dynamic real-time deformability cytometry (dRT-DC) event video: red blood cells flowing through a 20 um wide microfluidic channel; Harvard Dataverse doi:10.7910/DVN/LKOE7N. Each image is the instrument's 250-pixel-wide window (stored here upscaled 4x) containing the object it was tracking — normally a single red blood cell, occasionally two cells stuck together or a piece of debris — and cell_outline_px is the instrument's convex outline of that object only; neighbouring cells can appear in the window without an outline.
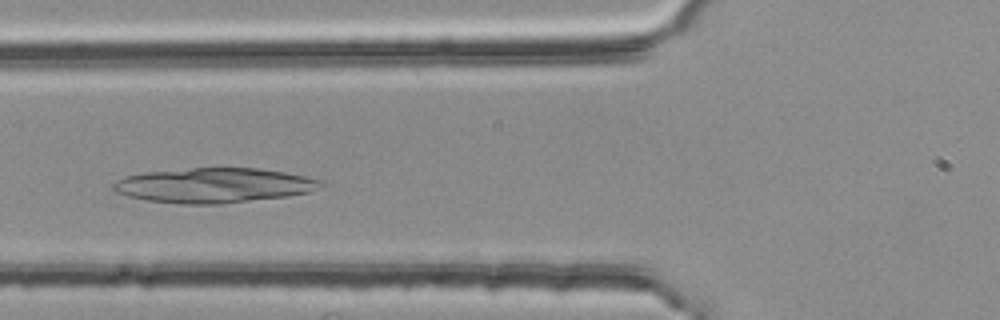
{"species": "common noctule bat (a hibernating species)", "species_latin": "Nyctalus noctula", "temperature_condition": "room temperature", "stored_images_in_passage": 34, "camera_frame_rate_fps": 3000, "um_per_image_px": 0.085, "animal": {"sex": "female", "body_mass_g": 25.1}, "frame": {"image": 1, "passage_image": 7, "time_ms": 2.0, "image_size_px": [1000, 320], "cell_outline_px": [[324, 184], [320, 188], [308, 192], [288, 196], [220, 204], [184, 204], [148, 200], [128, 196], [116, 192], [112, 188], [112, 184], [116, 180], [124, 176], [144, 172], [192, 168], [256, 168], [284, 172], [324, 180]], "centroid_in_image_um": [18.18, 15.75], "position_along_channel_um": 107.6, "area_um2": 42.08}}
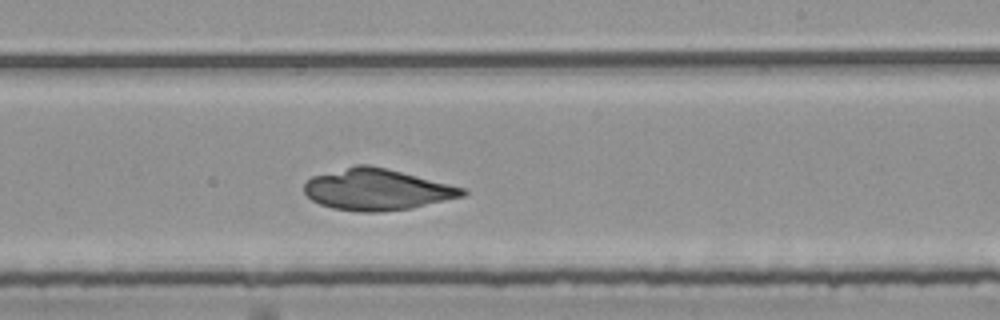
{"frame": {"image": 2, "passage_image": 19, "time_ms": 6.0, "image_size_px": [1000, 320], "cell_outline_px": [[468, 192], [464, 196], [412, 208], [380, 212], [360, 212], [332, 208], [320, 204], [312, 200], [304, 192], [304, 184], [312, 176], [356, 164], [368, 164], [388, 168], [464, 188]], "centroid_in_image_um": [32.03, 16.11], "position_along_channel_um": 257.0, "area_um2": 38.15}}
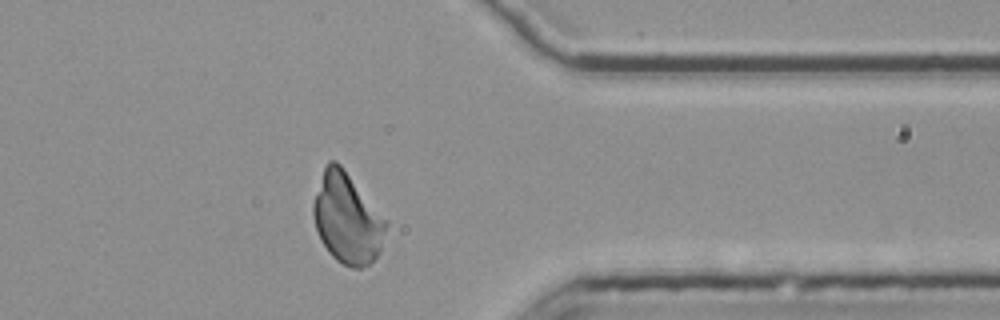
{"frame": {"image": 3, "passage_image": 30, "time_ms": 9.667, "image_size_px": [1000, 320], "cell_outline_px": [[388, 224], [380, 252], [364, 268], [352, 268], [336, 260], [328, 252], [320, 240], [316, 228], [312, 212], [312, 204], [324, 168], [328, 160], [336, 160], [340, 164], [388, 220]], "centroid_in_image_um": [29.52, 18.58], "position_along_channel_um": 381.9, "area_um2": 38.32}}